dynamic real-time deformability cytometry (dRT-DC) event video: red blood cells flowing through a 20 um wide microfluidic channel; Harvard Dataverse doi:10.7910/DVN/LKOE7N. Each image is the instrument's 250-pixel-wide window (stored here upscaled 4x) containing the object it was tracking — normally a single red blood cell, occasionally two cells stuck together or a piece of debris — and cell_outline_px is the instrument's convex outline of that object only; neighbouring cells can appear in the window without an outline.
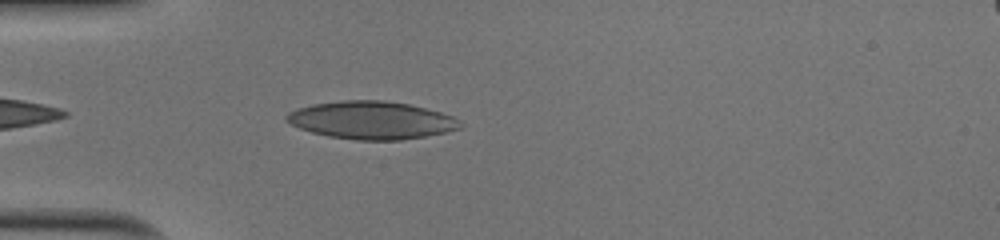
{"species": "human", "species_latin": "Homo sapiens", "temperature_condition": "cold", "stored_images_in_passage": 37, "camera_frame_rate_fps": 3000, "um_per_image_px": 0.085, "donor": {"sex": "male"}, "frame": {"image": 1, "passage_image": 2, "time_ms": 0.333, "image_size_px": [1000, 240], "cell_outline_px": [[464, 124], [460, 128], [444, 132], [424, 136], [400, 140], [356, 140], [328, 136], [312, 132], [300, 128], [284, 120], [284, 116], [288, 112], [296, 108], [312, 104], [344, 100], [384, 100], [408, 104], [440, 112], [452, 116], [460, 120]], "centroid_in_image_um": [31.55, 10.21], "position_along_channel_um": 53.5, "area_um2": 38.21}}
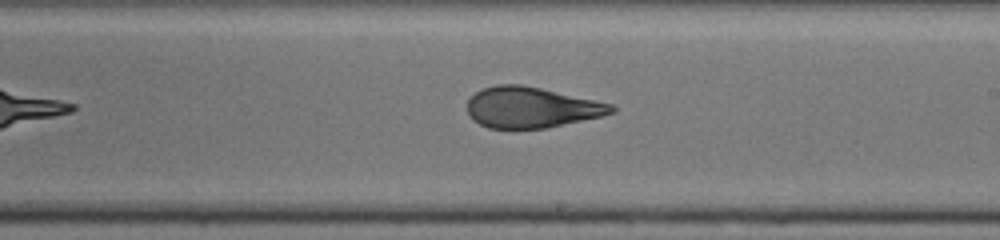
{"frame": {"image": 2, "passage_image": 17, "time_ms": 5.333, "image_size_px": [1000, 240], "cell_outline_px": [[616, 112], [600, 116], [544, 128], [488, 128], [472, 120], [468, 112], [468, 100], [476, 92], [484, 88], [496, 84], [520, 84], [540, 88], [612, 104], [616, 108]], "centroid_in_image_um": [45.13, 9.13], "position_along_channel_um": 243.9, "area_um2": 33.81}}
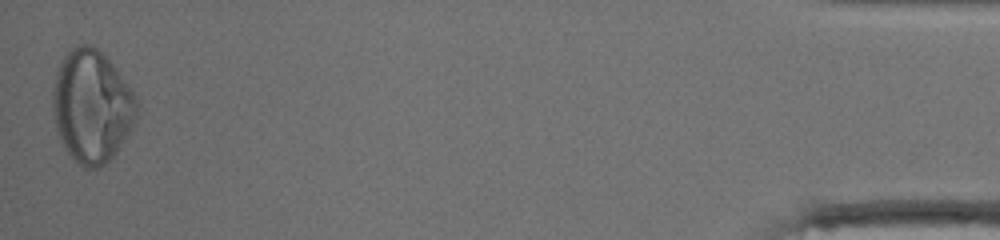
{"frame": {"image": 3, "passage_image": 37, "time_ms": 12.0, "image_size_px": [1000, 240], "cell_outline_px": [[140, 104], [136, 124], [116, 152], [104, 164], [96, 168], [84, 168], [64, 148], [56, 132], [52, 108], [52, 92], [56, 72], [64, 56], [76, 44], [88, 44], [96, 48], [116, 68], [136, 96]], "centroid_in_image_um": [7.82, 9.04], "position_along_channel_um": 427.4, "area_um2": 55.49}, "authors_computed_cell_mechanics": {"area_um2": 36.992, "velocity_mm_per_s": 4.0371, "shape_relaxation_time_tau1_ms": null, "shape_relaxation_time_tau2_ms": 1.2895, "deformation_change_tau1": null, "deformation_change_tau2": 0.0838}}